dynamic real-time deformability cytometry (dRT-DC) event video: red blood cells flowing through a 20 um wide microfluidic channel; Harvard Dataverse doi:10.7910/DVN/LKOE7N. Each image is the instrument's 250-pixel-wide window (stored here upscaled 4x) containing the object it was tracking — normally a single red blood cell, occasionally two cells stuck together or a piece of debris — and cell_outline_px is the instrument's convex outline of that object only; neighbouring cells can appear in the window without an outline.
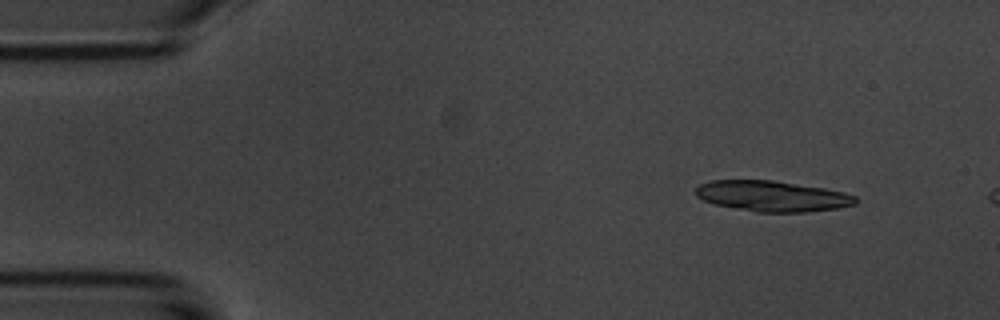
{"species": "common noctule bat (a hibernating species)", "species_latin": "Nyctalus noctula", "temperature_condition": "room temperature", "stored_images_in_passage": 10, "camera_frame_rate_fps": 3000, "um_per_image_px": 0.085, "animal": {"sex": "male", "body_mass_g": 20.1, "forearm_length_mm": 53.5}, "frame": {"image": 1, "passage_image": 4, "time_ms": 1.0, "image_size_px": [1000, 320], "cell_outline_px": [[856, 204], [836, 208], [804, 212], [756, 212], [716, 204], [704, 200], [696, 196], [696, 188], [700, 184], [708, 180], [772, 180], [824, 188], [844, 192], [856, 196]], "centroid_in_image_um": [65.63, 16.66], "position_along_channel_um": 19.4, "area_um2": 28.38}}